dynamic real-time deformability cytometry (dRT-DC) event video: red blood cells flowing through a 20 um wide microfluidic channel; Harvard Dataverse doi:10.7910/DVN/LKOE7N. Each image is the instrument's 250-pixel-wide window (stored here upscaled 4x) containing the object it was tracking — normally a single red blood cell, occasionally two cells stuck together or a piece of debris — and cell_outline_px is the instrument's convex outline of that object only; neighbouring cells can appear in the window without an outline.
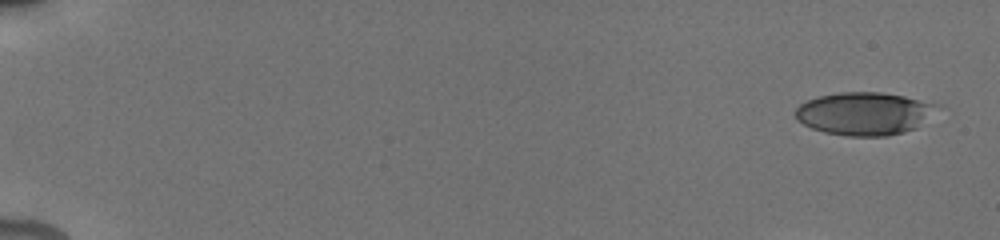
{"species": "human", "species_latin": "Homo sapiens", "temperature_condition": "cold", "stored_images_in_passage": 5, "camera_frame_rate_fps": 3000, "um_per_image_px": 0.085, "donor": {"sex": "male"}, "frame": {"image": 1, "passage_image": 1, "time_ms": 0.0, "image_size_px": [1000, 240], "cell_outline_px": [[940, 104], [916, 128], [904, 132], [888, 136], [848, 136], [824, 132], [812, 128], [796, 120], [796, 108], [800, 104], [808, 100], [820, 96], [840, 92], [880, 92], [904, 96]], "centroid_in_image_um": [73.44, 9.65], "position_along_channel_um": 11.6, "area_um2": 35.08}}